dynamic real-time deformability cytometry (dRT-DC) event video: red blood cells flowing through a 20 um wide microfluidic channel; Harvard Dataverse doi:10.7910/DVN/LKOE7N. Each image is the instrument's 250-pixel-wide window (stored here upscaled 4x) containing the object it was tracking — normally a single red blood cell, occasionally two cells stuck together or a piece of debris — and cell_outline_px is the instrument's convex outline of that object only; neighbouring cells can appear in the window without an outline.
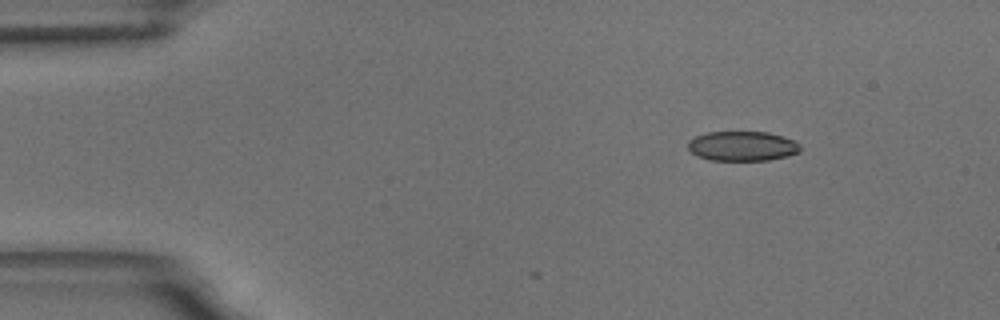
{"species": "common noctule bat (a hibernating species)", "species_latin": "Nyctalus noctula", "temperature_condition": "room temperature", "stored_images_in_passage": 3, "camera_frame_rate_fps": 3000, "um_per_image_px": 0.085, "animal": {"sex": "male", "body_mass_g": 18.8}, "frame": {"image": 1, "passage_image": 1, "time_ms": 0.0, "image_size_px": [1000, 320], "cell_outline_px": [[800, 152], [788, 156], [768, 160], [708, 160], [696, 156], [688, 148], [688, 140], [696, 136], [708, 132], [768, 132], [784, 136], [796, 140], [800, 144]], "centroid_in_image_um": [63.12, 12.41], "position_along_channel_um": 21.9, "area_um2": 19.65}}